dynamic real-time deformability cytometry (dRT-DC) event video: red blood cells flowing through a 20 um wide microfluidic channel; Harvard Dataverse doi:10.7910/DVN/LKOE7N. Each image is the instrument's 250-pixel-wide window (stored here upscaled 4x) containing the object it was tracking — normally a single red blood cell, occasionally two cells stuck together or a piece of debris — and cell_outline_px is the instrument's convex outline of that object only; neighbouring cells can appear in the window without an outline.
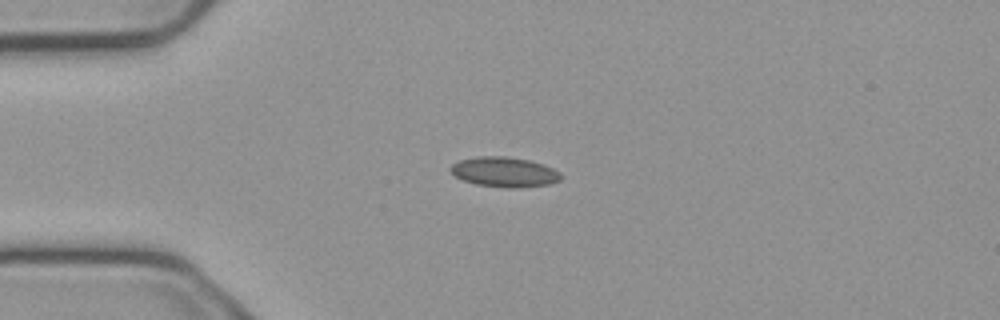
{"species": "common noctule bat (a hibernating species)", "species_latin": "Nyctalus noctula", "temperature_condition": "cold", "stored_images_in_passage": 1, "camera_frame_rate_fps": 3000, "um_per_image_px": 0.085, "animal": {"sex": "male", "body_mass_g": 23.1, "forearm_length_mm": 52.7}, "frame": {"image": 1, "passage_image": 1, "time_ms": 0.0, "image_size_px": [1000, 320], "cell_outline_px": [[564, 176], [560, 180], [548, 184], [516, 188], [508, 188], [476, 184], [464, 180], [456, 176], [448, 168], [452, 164], [460, 160], [476, 156], [500, 156], [528, 160], [544, 164], [560, 172]], "centroid_in_image_um": [42.88, 14.62], "position_along_channel_um": 42.1, "area_um2": 19.19}}